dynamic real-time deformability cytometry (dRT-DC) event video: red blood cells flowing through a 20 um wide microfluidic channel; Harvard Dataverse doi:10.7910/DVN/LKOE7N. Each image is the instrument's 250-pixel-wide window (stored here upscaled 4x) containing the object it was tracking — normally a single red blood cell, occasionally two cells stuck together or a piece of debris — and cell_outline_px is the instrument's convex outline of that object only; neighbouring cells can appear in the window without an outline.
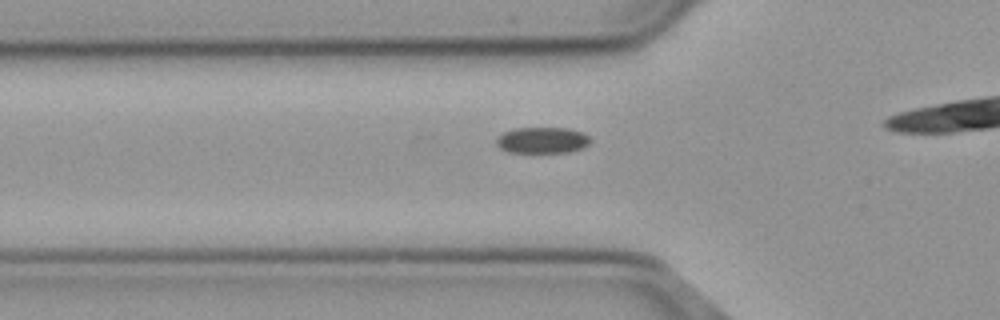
{"species": "common noctule bat (a hibernating species)", "species_latin": "Nyctalus noctula", "temperature_condition": "cold", "stored_images_in_passage": 21, "camera_frame_rate_fps": 3000, "um_per_image_px": 0.085, "animal": {"sex": "male", "body_mass_g": 23.1, "forearm_length_mm": 52.7}, "frame": {"image": 1, "passage_image": 12, "time_ms": 3.667, "image_size_px": [1000, 320], "cell_outline_px": [[588, 144], [584, 148], [568, 152], [508, 152], [500, 148], [496, 144], [496, 136], [504, 132], [516, 128], [568, 128], [584, 132], [588, 136]], "centroid_in_image_um": [46.07, 11.91], "position_along_channel_um": 79.7, "area_um2": 14.33}}
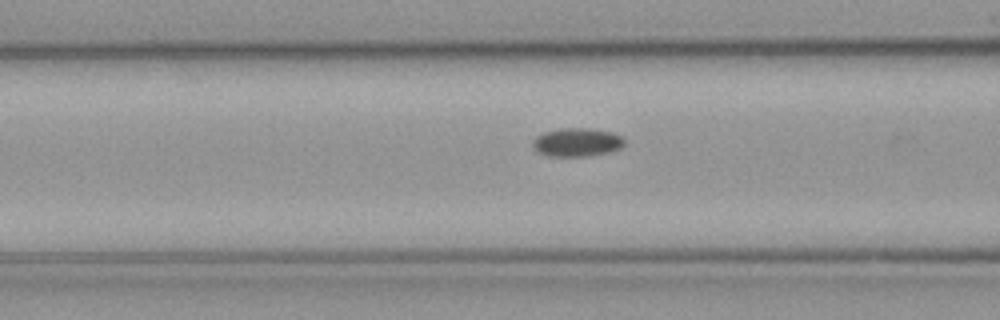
{"frame": {"image": 2, "passage_image": 15, "time_ms": 4.667, "image_size_px": [1000, 320], "cell_outline_px": [[624, 144], [620, 148], [608, 152], [584, 156], [548, 156], [536, 152], [532, 148], [532, 140], [536, 136], [544, 132], [560, 128], [588, 128], [612, 132], [624, 136]], "centroid_in_image_um": [49.0, 12.08], "position_along_channel_um": 117.6, "area_um2": 15.37}}